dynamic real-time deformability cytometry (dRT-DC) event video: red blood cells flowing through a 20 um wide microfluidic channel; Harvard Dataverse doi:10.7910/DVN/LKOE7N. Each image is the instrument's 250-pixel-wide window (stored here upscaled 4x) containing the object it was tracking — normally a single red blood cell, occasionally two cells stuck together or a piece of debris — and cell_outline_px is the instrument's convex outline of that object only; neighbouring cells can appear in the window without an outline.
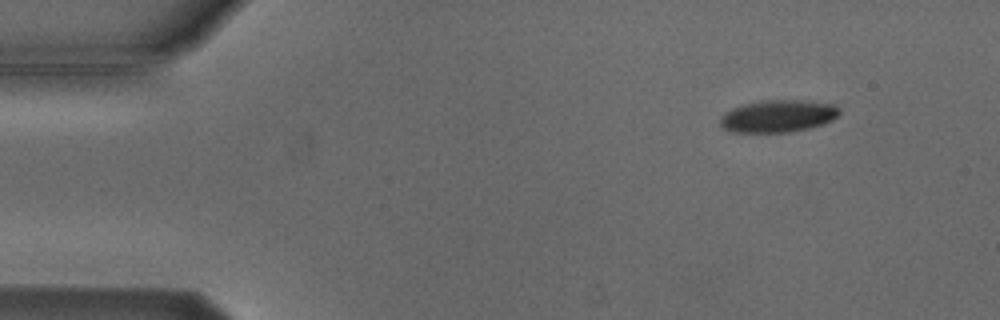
{"species": "Egyptian fruit bat (a non-hibernating species)", "species_latin": "Rousettus aegyptiacus", "temperature_condition": "cold", "stored_images_in_passage": 5, "segment_of_instrument_passage": [1, 2], "camera_frame_rate_fps": 3000, "um_per_image_px": 0.085, "animal": {"sex": "male"}, "frame": {"image": 1, "passage_image": 1, "time_ms": 0.0, "image_size_px": [1000, 320], "cell_outline_px": [[840, 112], [832, 120], [808, 128], [788, 132], [728, 132], [720, 124], [720, 120], [724, 112], [732, 108], [744, 104], [760, 100], [808, 100], [836, 104], [840, 108]], "centroid_in_image_um": [66.13, 9.85], "position_along_channel_um": 18.9, "area_um2": 22.54}}